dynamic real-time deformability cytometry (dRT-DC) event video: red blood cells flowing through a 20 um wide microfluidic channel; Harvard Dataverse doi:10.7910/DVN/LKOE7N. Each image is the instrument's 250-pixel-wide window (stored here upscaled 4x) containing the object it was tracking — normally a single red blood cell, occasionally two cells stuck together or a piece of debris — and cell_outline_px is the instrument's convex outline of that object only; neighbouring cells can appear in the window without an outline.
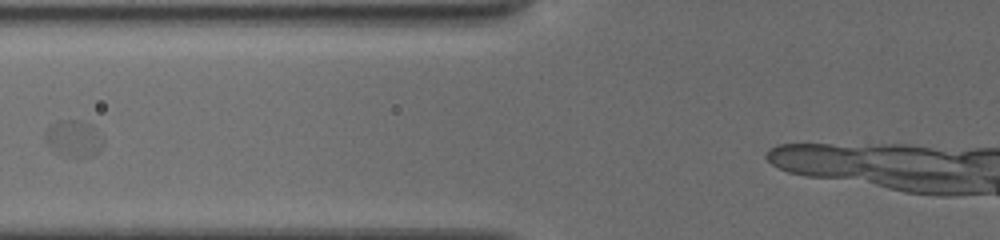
{"species": "common noctule bat (a hibernating species)", "species_latin": "Nyctalus noctula", "temperature_condition": "cold", "stored_images_in_passage": 18, "camera_frame_rate_fps": 3000, "um_per_image_px": 0.085, "animal": {"sex": "female", "body_mass_g": 19.5, "forearm_length_mm": 54.1}, "frame": {"image": 1, "passage_image": 3, "time_ms": 1.333, "image_size_px": [1000, 240], "cell_outline_px": [[104, 144], [92, 156], [68, 156], [52, 152], [48, 148], [44, 140], [44, 136], [48, 128], [56, 120], [76, 120], [88, 124], [96, 128], [104, 140]], "centroid_in_image_um": [6.22, 11.77], "position_along_channel_um": 119.6, "area_um2": 12.43}}
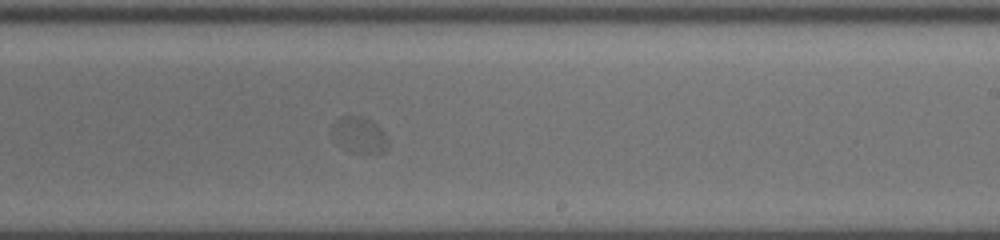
{"frame": {"image": 2, "passage_image": 8, "time_ms": 5.0, "image_size_px": [1000, 240], "cell_outline_px": [[388, 148], [384, 152], [360, 152], [336, 140], [332, 136], [332, 124], [340, 116], [364, 116], [372, 120], [384, 132], [388, 140]], "centroid_in_image_um": [30.59, 11.4], "position_along_channel_um": 258.4, "area_um2": 11.27}}
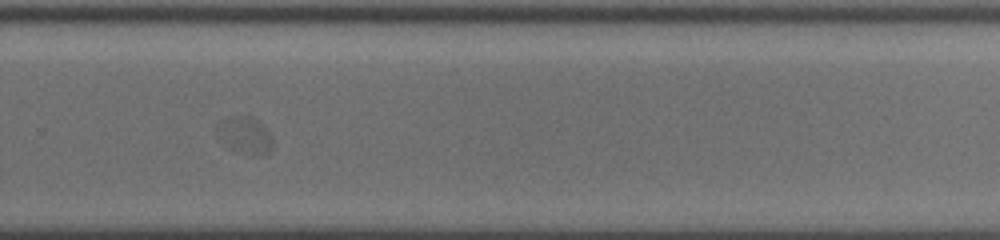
{"frame": {"image": 3, "passage_image": 12, "time_ms": 6.333, "image_size_px": [1000, 240], "cell_outline_px": [[272, 148], [268, 152], [252, 156], [236, 152], [220, 136], [216, 128], [220, 120], [228, 116], [248, 116], [264, 124], [272, 136]], "centroid_in_image_um": [20.86, 11.48], "position_along_channel_um": 308.9, "area_um2": 11.85}}